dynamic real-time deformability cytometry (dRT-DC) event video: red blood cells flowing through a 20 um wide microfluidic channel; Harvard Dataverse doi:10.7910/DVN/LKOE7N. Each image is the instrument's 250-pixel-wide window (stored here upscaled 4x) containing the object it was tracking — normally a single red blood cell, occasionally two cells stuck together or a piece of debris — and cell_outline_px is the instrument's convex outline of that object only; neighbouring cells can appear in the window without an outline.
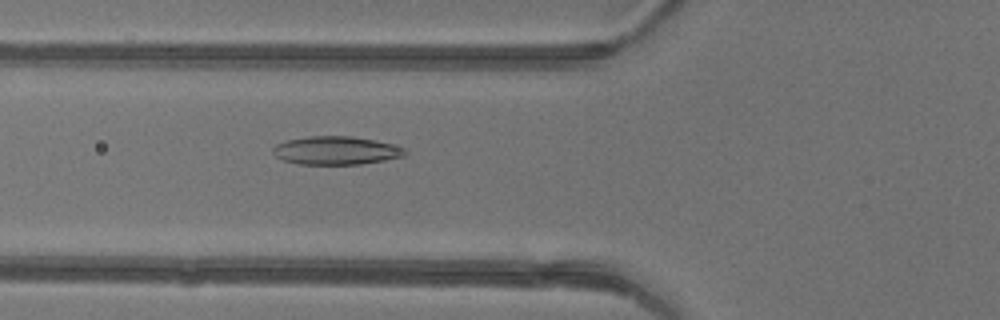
{"species": "common noctule bat (a hibernating species)", "species_latin": "Nyctalus noctula", "temperature_condition": "warm", "stored_images_in_passage": 48, "camera_frame_rate_fps": 3000, "um_per_image_px": 0.085, "animal": {"sex": "female"}, "frame": {"image": 1, "passage_image": 19, "time_ms": 6.0, "image_size_px": [1000, 320], "cell_outline_px": [[408, 152], [404, 156], [384, 160], [360, 164], [300, 164], [284, 160], [276, 156], [272, 152], [272, 148], [276, 144], [288, 140], [308, 136], [352, 136], [376, 140], [404, 148]], "centroid_in_image_um": [28.56, 12.79], "position_along_channel_um": 97.2, "area_um2": 21.68}}
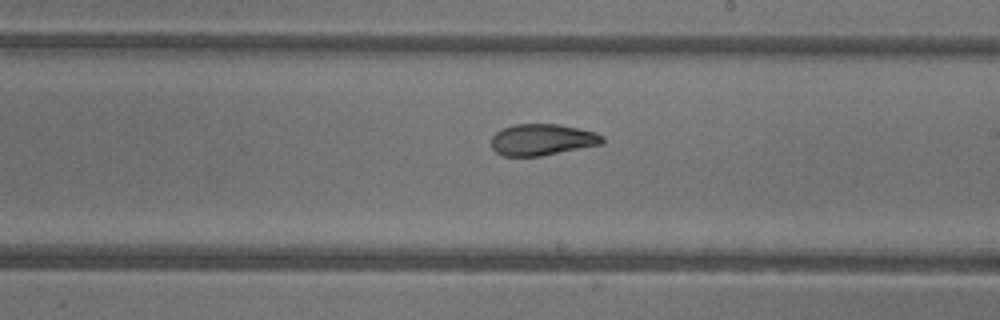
{"frame": {"image": 2, "passage_image": 29, "time_ms": 9.333, "image_size_px": [1000, 320], "cell_outline_px": [[604, 144], [540, 156], [504, 156], [496, 152], [492, 148], [492, 136], [496, 132], [504, 128], [516, 124], [560, 124], [596, 132], [604, 136]], "centroid_in_image_um": [46.12, 11.87], "position_along_channel_um": 242.9, "area_um2": 20.4}}
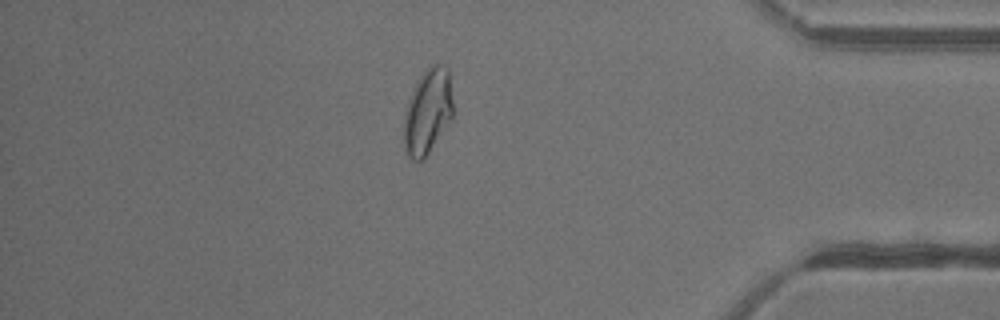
{"frame": {"image": 3, "passage_image": 42, "time_ms": 13.667, "image_size_px": [1000, 320], "cell_outline_px": [[452, 116], [424, 160], [412, 160], [408, 156], [404, 148], [404, 112], [408, 100], [420, 76], [432, 64], [440, 64], [448, 68], [452, 100]], "centroid_in_image_um": [36.33, 9.5], "position_along_channel_um": 398.9, "area_um2": 24.04}, "authors_computed_cell_mechanics": {"area_um2": 23.3512, "velocity_mm_per_s": 4.3637, "shape_relaxation_time_tau1_ms": 6.158, "shape_relaxation_time_tau2_ms": 1.5011, "deformation_change_tau1": 0.1877, "deformation_change_tau2": 0.0601}}